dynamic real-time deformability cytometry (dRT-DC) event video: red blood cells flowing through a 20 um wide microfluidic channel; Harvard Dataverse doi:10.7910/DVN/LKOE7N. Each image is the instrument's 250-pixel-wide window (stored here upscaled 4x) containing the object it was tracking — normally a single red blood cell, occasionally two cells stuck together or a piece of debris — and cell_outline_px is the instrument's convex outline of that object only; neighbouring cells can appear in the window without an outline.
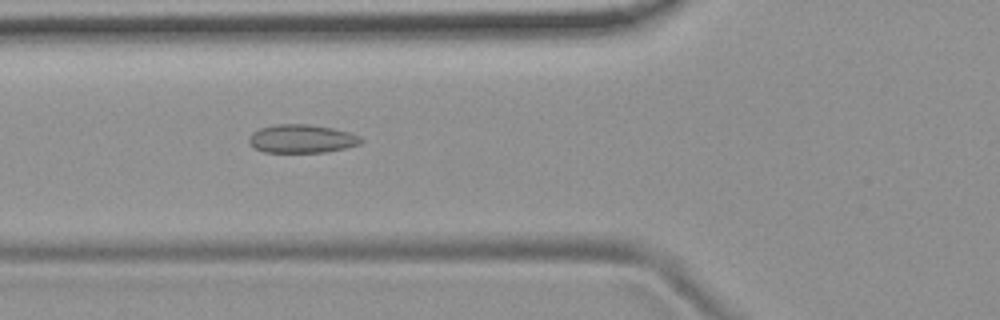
{"species": "common noctule bat (a hibernating species)", "species_latin": "Nyctalus noctula", "temperature_condition": "room temperature", "stored_images_in_passage": 44, "camera_frame_rate_fps": 3000, "um_per_image_px": 0.085, "animal": {"sex": "female", "body_mass_g": 19.9}, "frame": {"image": 1, "passage_image": 10, "time_ms": 3.0, "image_size_px": [1000, 320], "cell_outline_px": [[364, 140], [360, 144], [344, 148], [324, 152], [264, 152], [256, 148], [248, 140], [248, 136], [252, 132], [260, 128], [276, 124], [308, 124], [332, 128], [348, 132], [360, 136]], "centroid_in_image_um": [25.65, 11.79], "position_along_channel_um": 100.2, "area_um2": 18.44}}
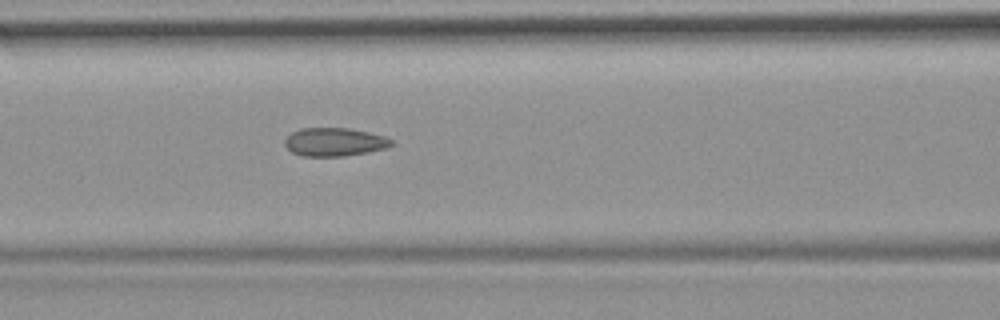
{"frame": {"image": 2, "passage_image": 13, "time_ms": 4.0, "image_size_px": [1000, 320], "cell_outline_px": [[392, 144], [384, 148], [368, 152], [344, 156], [304, 156], [292, 152], [284, 144], [284, 140], [292, 132], [300, 128], [348, 128], [368, 132], [384, 136], [392, 140]], "centroid_in_image_um": [28.4, 12.06], "position_along_channel_um": 138.2, "area_um2": 17.46}}
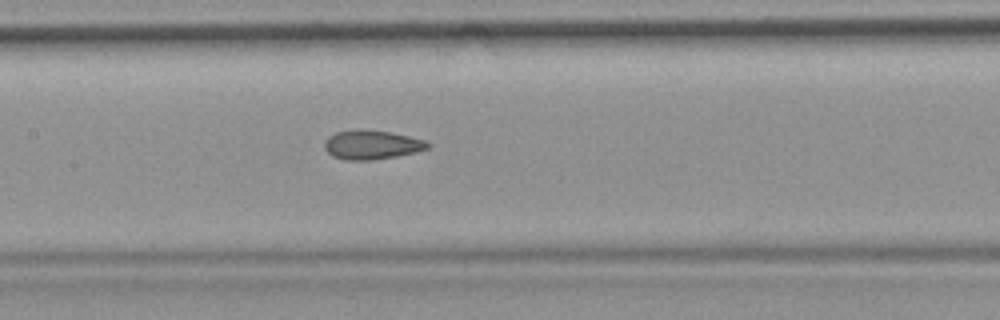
{"frame": {"image": 3, "passage_image": 16, "time_ms": 5.0, "image_size_px": [1000, 320], "cell_outline_px": [[432, 144], [428, 148], [416, 152], [396, 156], [372, 160], [344, 160], [332, 156], [324, 148], [324, 144], [328, 136], [336, 132], [392, 132], [424, 140]], "centroid_in_image_um": [31.62, 12.35], "position_along_channel_um": 175.8, "area_um2": 16.88}, "authors_computed_cell_mechanics": {"area_um2": 17.5423, "velocity_mm_per_s": 3.7592, "shape_relaxation_time_tau1_ms": null, "shape_relaxation_time_tau2_ms": 1.8067, "deformation_change_tau1": null, "deformation_change_tau2": 0.0873}}